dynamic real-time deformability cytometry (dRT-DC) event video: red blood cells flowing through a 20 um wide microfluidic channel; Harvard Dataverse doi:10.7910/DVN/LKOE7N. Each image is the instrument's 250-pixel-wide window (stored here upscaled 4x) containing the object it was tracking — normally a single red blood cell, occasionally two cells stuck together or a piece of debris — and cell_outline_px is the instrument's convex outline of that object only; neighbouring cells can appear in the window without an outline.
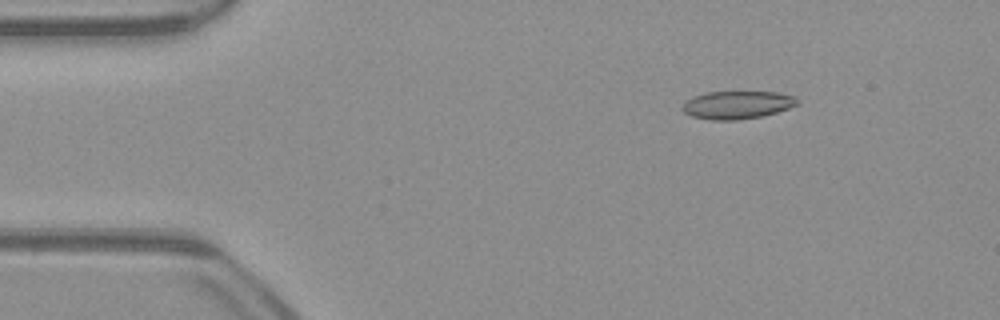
{"species": "common noctule bat (a hibernating species)", "species_latin": "Nyctalus noctula", "temperature_condition": "warm", "stored_images_in_passage": 52, "camera_frame_rate_fps": 3000, "um_per_image_px": 0.085, "animal": {"sex": "male", "body_mass_g": 23.1, "forearm_length_mm": 52.7}, "frame": {"image": 1, "passage_image": 7, "time_ms": 2.0, "image_size_px": [1000, 320], "cell_outline_px": [[796, 104], [788, 108], [776, 112], [760, 116], [736, 120], [712, 120], [692, 116], [684, 112], [680, 108], [692, 96], [704, 92], [776, 92], [796, 96]], "centroid_in_image_um": [62.62, 8.91], "position_along_channel_um": 22.4, "area_um2": 18.5}}
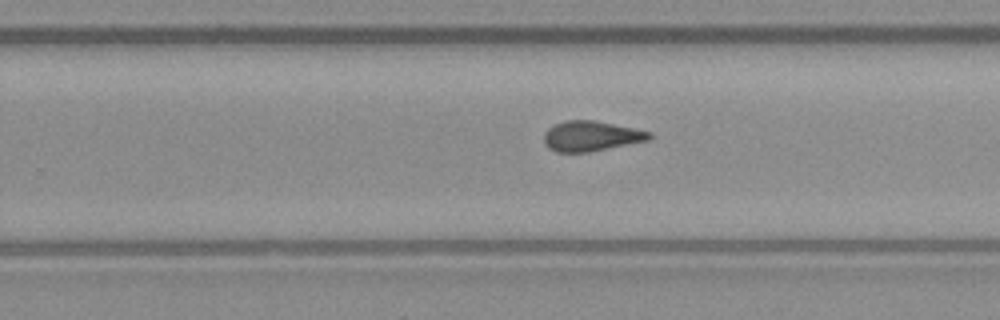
{"frame": {"image": 2, "passage_image": 32, "time_ms": 10.333, "image_size_px": [1000, 320], "cell_outline_px": [[652, 136], [648, 140], [588, 152], [556, 152], [548, 148], [544, 144], [544, 132], [548, 128], [564, 120], [596, 120], [652, 132]], "centroid_in_image_um": [50.21, 11.56], "position_along_channel_um": 279.6, "area_um2": 18.5}}
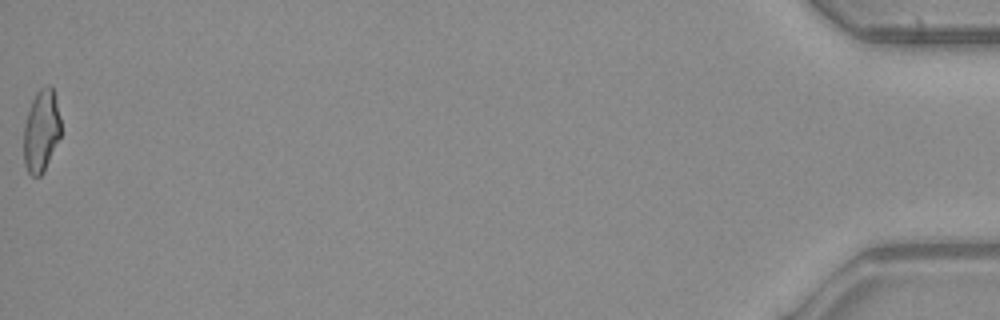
{"frame": {"image": 3, "passage_image": 52, "time_ms": 17.0, "image_size_px": [1000, 320], "cell_outline_px": [[60, 136], [44, 172], [40, 176], [32, 176], [28, 172], [24, 164], [24, 124], [32, 100], [36, 92], [40, 88], [48, 84], [52, 88], [56, 100], [60, 116]], "centroid_in_image_um": [3.5, 11.13], "position_along_channel_um": 431.7, "area_um2": 17.74}, "authors_computed_cell_mechanics": {"area_um2": 18.5249, "velocity_mm_per_s": 3.9505, "shape_relaxation_time_tau1_ms": null, "shape_relaxation_time_tau2_ms": 2.7611, "deformation_change_tau1": null, "deformation_change_tau2": 0.0942}}